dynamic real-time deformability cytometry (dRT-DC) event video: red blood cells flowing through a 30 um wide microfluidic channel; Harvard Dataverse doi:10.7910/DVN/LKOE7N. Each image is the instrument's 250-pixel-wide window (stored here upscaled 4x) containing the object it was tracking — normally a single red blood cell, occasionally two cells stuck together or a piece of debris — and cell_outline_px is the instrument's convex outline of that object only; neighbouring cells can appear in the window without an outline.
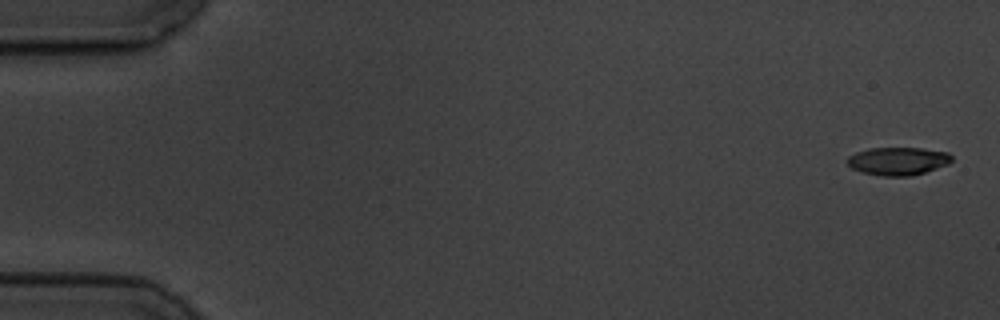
{"species": "common noctule bat (a hibernating species)", "species_latin": "Nyctalus noctula", "temperature_condition": "cold", "stored_images_in_passage": 15, "camera_frame_rate_fps": 3000, "um_per_image_px": 0.085, "animal": {"sex": "male", "body_mass_g": 19.5, "forearm_length_mm": 54.6}, "frame": {"image": 1, "passage_image": 1, "time_ms": 0.0, "image_size_px": [1000, 320], "cell_outline_px": [[952, 160], [948, 164], [912, 176], [884, 176], [864, 172], [852, 168], [848, 164], [848, 156], [856, 152], [868, 148], [920, 148], [948, 152], [952, 156]], "centroid_in_image_um": [76.34, 13.68], "position_along_channel_um": 8.7, "area_um2": 16.88}}
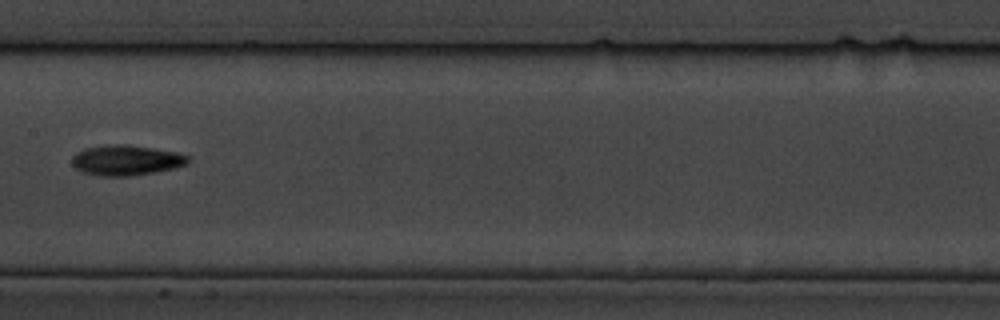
{"frame": {"image": 2, "passage_image": 8, "time_ms": 9.333, "image_size_px": [1000, 320], "cell_outline_px": [[188, 164], [172, 168], [152, 172], [128, 176], [100, 176], [84, 172], [76, 168], [72, 164], [72, 156], [84, 148], [112, 144], [124, 144], [152, 148], [176, 152], [188, 156]], "centroid_in_image_um": [10.69, 13.61], "position_along_channel_um": 196.7, "area_um2": 20.17}}
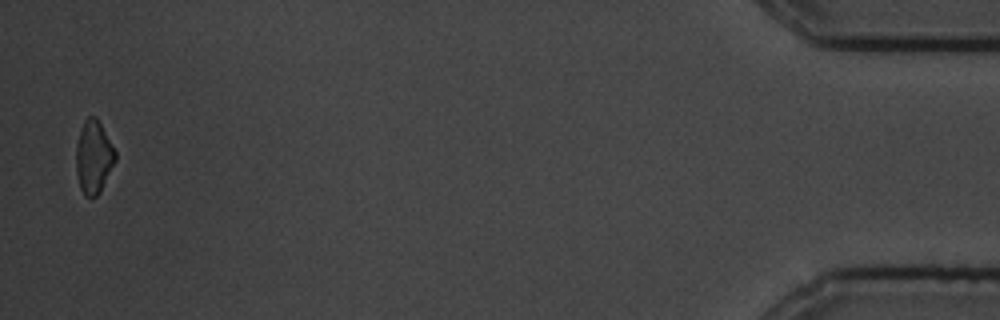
{"frame": {"image": 3, "passage_image": 15, "time_ms": 18.333, "image_size_px": [1000, 320], "cell_outline_px": [[116, 160], [100, 192], [96, 196], [84, 196], [80, 188], [76, 172], [76, 144], [80, 128], [84, 120], [88, 116], [96, 116], [116, 152]], "centroid_in_image_um": [7.94, 13.34], "position_along_channel_um": 427.3, "area_um2": 16.7}, "authors_computed_cell_mechanics": {"area_um2": 18.2648, "velocity_mm_per_s": 3.5305, "shape_relaxation_time_tau1_ms": 2.6971, "shape_relaxation_time_tau2_ms": null, "deformation_change_tau1": 0.0982, "deformation_change_tau2": null}}